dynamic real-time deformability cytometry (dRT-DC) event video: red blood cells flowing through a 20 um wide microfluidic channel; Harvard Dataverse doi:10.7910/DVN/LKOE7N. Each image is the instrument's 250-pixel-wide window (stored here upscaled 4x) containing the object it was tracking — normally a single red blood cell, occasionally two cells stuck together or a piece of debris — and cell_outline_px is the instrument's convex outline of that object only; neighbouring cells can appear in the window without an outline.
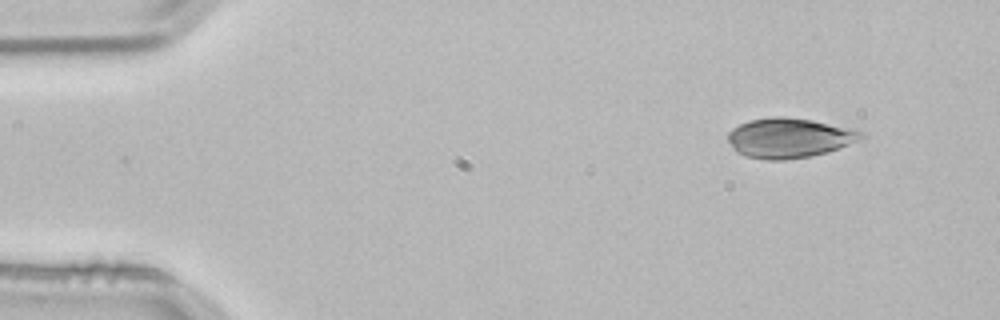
{"species": "common noctule bat (a hibernating species)", "species_latin": "Nyctalus noctula", "temperature_condition": "room temperature", "stored_images_in_passage": 48, "camera_frame_rate_fps": 3000, "um_per_image_px": 0.085, "animal": {"sex": "male", "body_mass_g": 21.5, "forearm_length_mm": 52.0}, "frame": {"image": 1, "passage_image": 1, "time_ms": 0.0, "image_size_px": [1000, 320], "cell_outline_px": [[864, 136], [860, 140], [840, 148], [828, 152], [812, 156], [784, 160], [768, 160], [744, 156], [736, 152], [728, 140], [728, 132], [732, 128], [740, 124], [752, 120], [772, 116], [784, 116], [812, 120], [856, 128], [864, 132]], "centroid_in_image_um": [67.12, 11.72], "position_along_channel_um": 17.9, "area_um2": 31.27}}
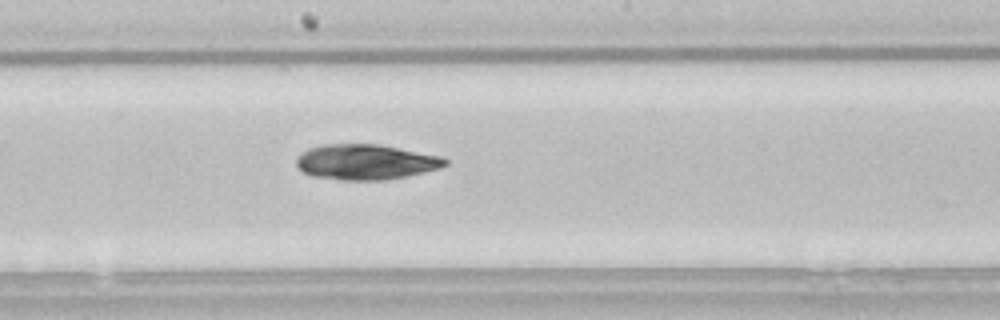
{"frame": {"image": 2, "passage_image": 24, "time_ms": 7.667, "image_size_px": [1000, 320], "cell_outline_px": [[448, 164], [424, 172], [408, 176], [384, 180], [340, 180], [312, 176], [304, 172], [296, 164], [296, 160], [300, 152], [308, 148], [320, 144], [380, 144], [440, 156], [448, 160]], "centroid_in_image_um": [31.05, 13.76], "position_along_channel_um": 217.2, "area_um2": 30.69}}
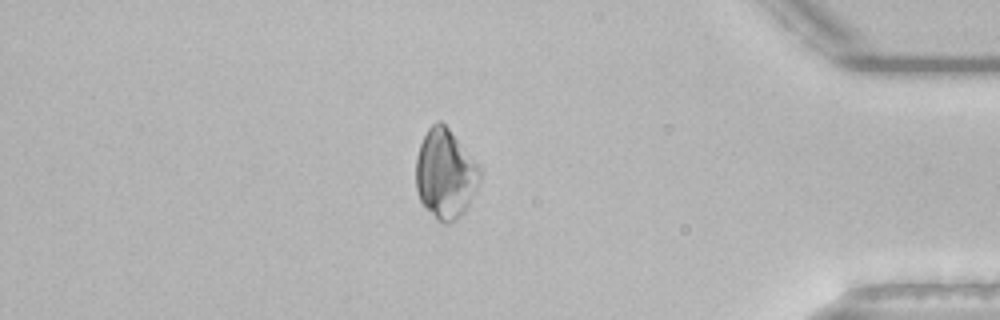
{"frame": {"image": 3, "passage_image": 41, "time_ms": 13.333, "image_size_px": [1000, 320], "cell_outline_px": [[480, 180], [464, 212], [460, 216], [448, 224], [444, 224], [420, 200], [416, 188], [416, 156], [420, 144], [428, 128], [436, 120], [440, 120], [448, 128], [480, 168]], "centroid_in_image_um": [37.83, 14.76], "position_along_channel_um": 397.4, "area_um2": 32.54}}